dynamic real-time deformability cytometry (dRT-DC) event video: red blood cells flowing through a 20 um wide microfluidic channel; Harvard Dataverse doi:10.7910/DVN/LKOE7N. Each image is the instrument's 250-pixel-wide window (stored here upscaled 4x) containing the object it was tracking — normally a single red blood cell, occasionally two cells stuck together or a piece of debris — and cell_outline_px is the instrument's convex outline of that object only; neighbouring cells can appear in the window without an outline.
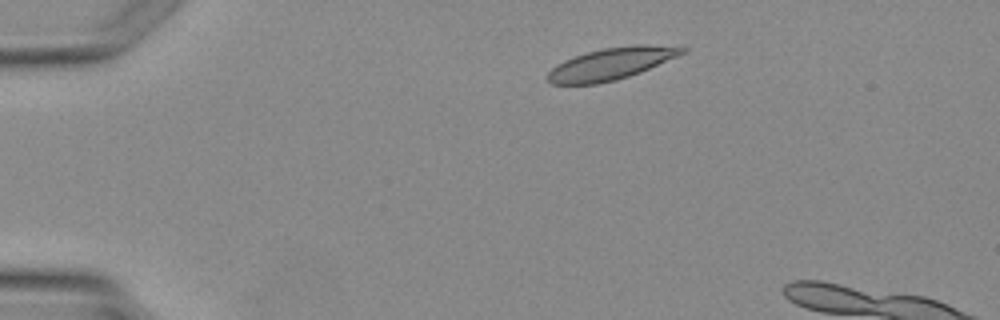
{"species": "Egyptian fruit bat (a non-hibernating species)", "species_latin": "Rousettus aegyptiacus", "temperature_condition": "warm", "stored_images_in_passage": 3, "camera_frame_rate_fps": 3000, "um_per_image_px": 0.085, "animal": {"sex": "female"}, "frame": {"image": 1, "passage_image": 1, "time_ms": 0.0, "image_size_px": [1000, 320], "cell_outline_px": [[688, 48], [684, 52], [676, 56], [640, 72], [616, 80], [596, 84], [552, 84], [544, 76], [556, 64], [564, 60], [588, 52], [604, 48], [640, 44], [644, 44]], "centroid_in_image_um": [51.88, 5.43], "position_along_channel_um": 33.1, "area_um2": 24.57}}